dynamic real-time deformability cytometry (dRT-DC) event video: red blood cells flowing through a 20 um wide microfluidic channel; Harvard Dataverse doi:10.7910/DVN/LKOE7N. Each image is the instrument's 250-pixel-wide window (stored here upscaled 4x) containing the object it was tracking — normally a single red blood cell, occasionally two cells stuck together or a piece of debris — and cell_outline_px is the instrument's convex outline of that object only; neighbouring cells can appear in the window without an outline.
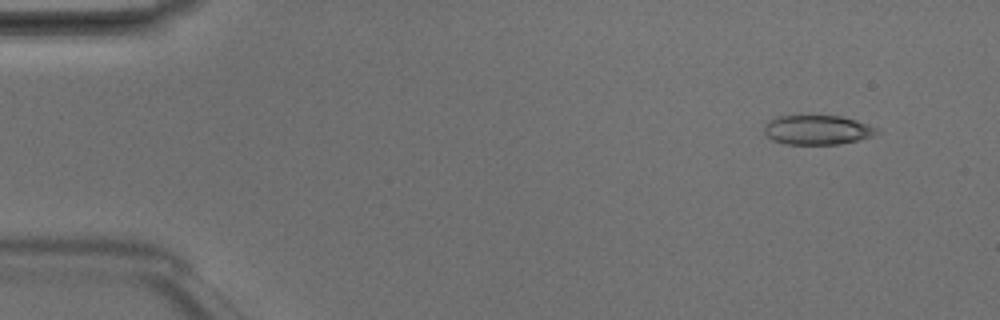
{"species": "Egyptian fruit bat (a non-hibernating species)", "species_latin": "Rousettus aegyptiacus", "temperature_condition": "room temperature", "stored_images_in_passage": 4, "camera_frame_rate_fps": 3000, "um_per_image_px": 0.085, "animal": {"sex": "male"}, "frame": {"image": 1, "passage_image": 1, "time_ms": 0.0, "image_size_px": [1000, 320], "cell_outline_px": [[880, 132], [872, 136], [840, 144], [784, 144], [772, 140], [764, 136], [764, 124], [768, 120], [780, 116], [812, 112], [840, 116], [856, 120], [876, 128]], "centroid_in_image_um": [69.39, 10.99], "position_along_channel_um": 15.6, "area_um2": 20.17}}
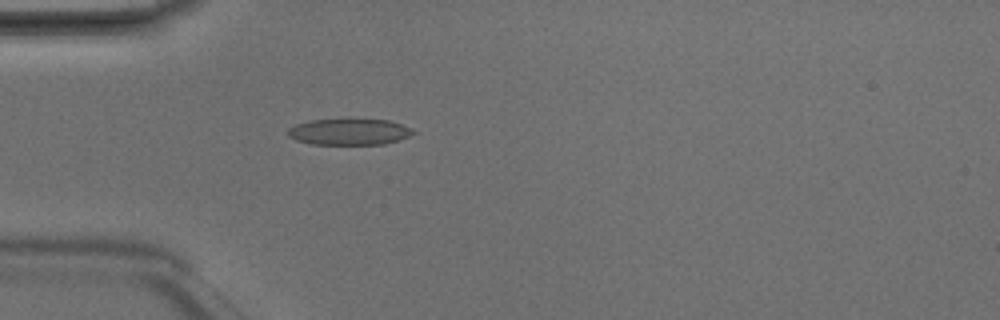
{"frame": {"image": 2, "passage_image": 4, "time_ms": 1.0, "image_size_px": [1000, 320], "cell_outline_px": [[416, 132], [408, 136], [384, 144], [312, 144], [296, 140], [288, 136], [288, 128], [296, 124], [312, 120], [348, 116], [388, 120], [412, 128]], "centroid_in_image_um": [29.66, 11.15], "position_along_channel_um": 55.3, "area_um2": 19.88}}